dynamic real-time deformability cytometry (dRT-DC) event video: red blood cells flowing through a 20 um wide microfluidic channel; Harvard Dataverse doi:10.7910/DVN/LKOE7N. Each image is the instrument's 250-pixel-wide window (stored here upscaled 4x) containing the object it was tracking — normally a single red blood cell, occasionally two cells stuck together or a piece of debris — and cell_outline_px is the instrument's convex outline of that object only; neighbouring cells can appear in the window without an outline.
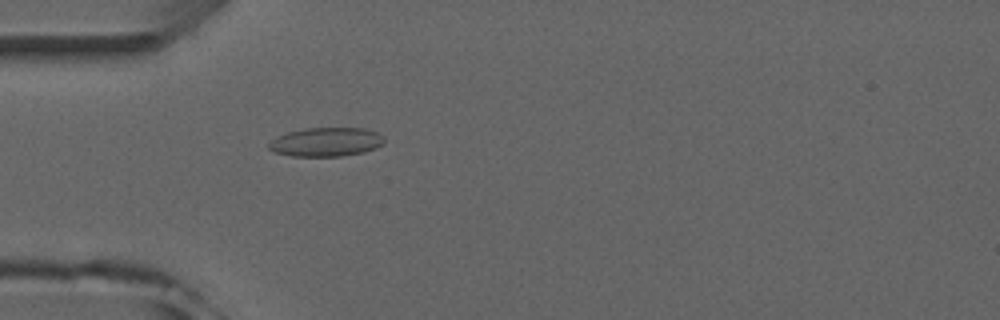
{"species": "common noctule bat (a hibernating species)", "species_latin": "Nyctalus noctula", "temperature_condition": "room temperature", "stored_images_in_passage": 1, "camera_frame_rate_fps": 3000, "um_per_image_px": 0.085, "animal": {"sex": "male", "forearm_length_mm": 52.5}, "frame": {"image": 1, "passage_image": 1, "time_ms": 0.0, "image_size_px": [1000, 320], "cell_outline_px": [[384, 144], [376, 148], [364, 152], [340, 156], [292, 156], [276, 152], [268, 148], [268, 144], [272, 140], [288, 132], [304, 128], [364, 128], [376, 132], [384, 136]], "centroid_in_image_um": [27.76, 12.06], "position_along_channel_um": 57.2, "area_um2": 19.36}}